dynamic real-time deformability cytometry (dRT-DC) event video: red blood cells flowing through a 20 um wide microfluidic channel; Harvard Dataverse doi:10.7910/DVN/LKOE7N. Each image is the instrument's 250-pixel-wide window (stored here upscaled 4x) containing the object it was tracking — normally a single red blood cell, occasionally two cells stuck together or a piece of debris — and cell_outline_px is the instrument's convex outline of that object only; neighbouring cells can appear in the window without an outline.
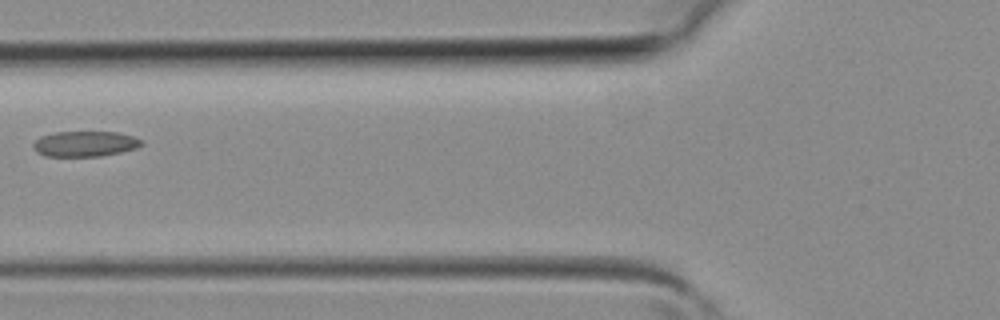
{"species": "common noctule bat (a hibernating species)", "species_latin": "Nyctalus noctula", "temperature_condition": "room temperature", "stored_images_in_passage": 5, "camera_frame_rate_fps": 3000, "um_per_image_px": 0.085, "animal": {"sex": "female", "body_mass_g": 19.3, "forearm_length_mm": 54.1}, "frame": {"image": 1, "passage_image": 5, "time_ms": 1.333, "image_size_px": [1000, 320], "cell_outline_px": [[144, 144], [136, 148], [120, 152], [100, 156], [44, 156], [36, 152], [32, 148], [32, 144], [40, 136], [56, 132], [116, 132], [132, 136], [144, 140]], "centroid_in_image_um": [7.21, 12.22], "position_along_channel_um": 118.6, "area_um2": 16.13}}